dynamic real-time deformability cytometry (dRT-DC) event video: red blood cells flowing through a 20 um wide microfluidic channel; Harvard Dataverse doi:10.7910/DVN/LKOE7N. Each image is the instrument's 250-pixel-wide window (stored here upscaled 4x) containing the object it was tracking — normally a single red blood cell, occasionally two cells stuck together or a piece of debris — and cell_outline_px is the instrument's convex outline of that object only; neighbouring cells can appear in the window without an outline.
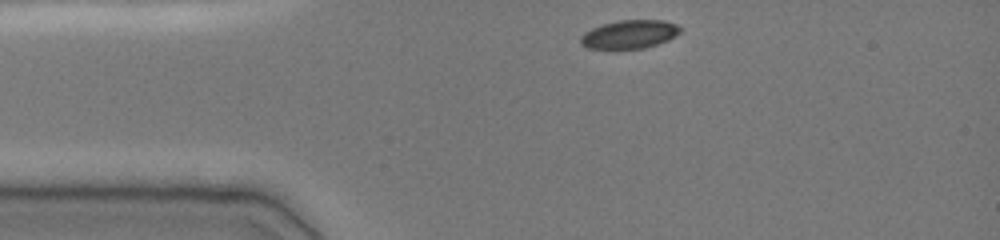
{"species": "common noctule bat (a hibernating species)", "species_latin": "Nyctalus noctula", "temperature_condition": "cold", "stored_images_in_passage": 17, "camera_frame_rate_fps": 3000, "um_per_image_px": 0.085, "animal": {"sex": "female", "body_mass_g": 19.0, "forearm_length_mm": 51.5}, "frame": {"image": 1, "passage_image": 1, "time_ms": 0.0, "image_size_px": [1000, 240], "cell_outline_px": [[684, 28], [676, 36], [668, 40], [644, 48], [588, 48], [580, 44], [580, 36], [584, 32], [592, 28], [604, 24], [620, 20], [664, 20], [676, 24]], "centroid_in_image_um": [53.53, 2.9], "position_along_channel_um": 31.5, "area_um2": 16.47}}
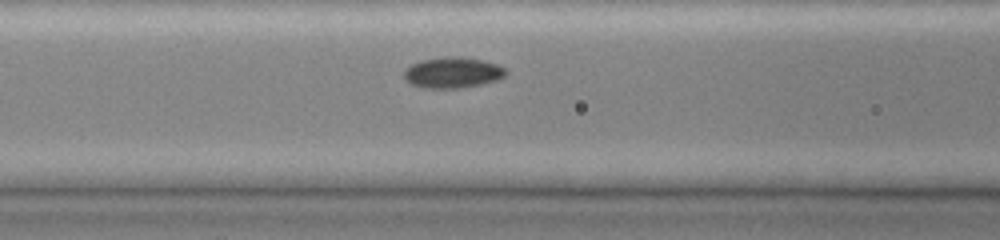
{"frame": {"image": 2, "passage_image": 11, "time_ms": 3.333, "image_size_px": [1000, 240], "cell_outline_px": [[508, 72], [504, 76], [496, 80], [480, 84], [460, 88], [424, 88], [412, 84], [404, 76], [404, 72], [412, 64], [420, 60], [444, 56], [464, 56], [500, 64]], "centroid_in_image_um": [38.51, 6.15], "position_along_channel_um": 128.1, "area_um2": 18.32}}
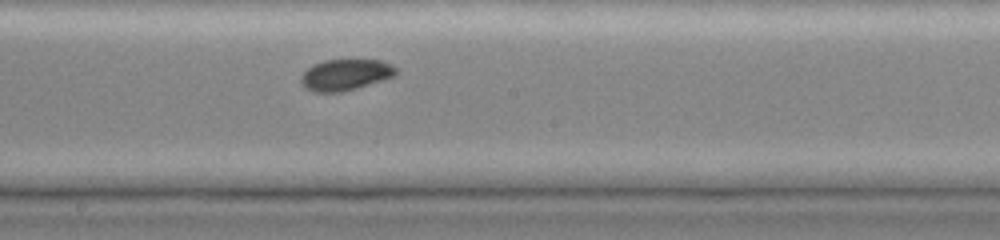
{"frame": {"image": 3, "passage_image": 17, "time_ms": 5.667, "image_size_px": [1000, 240], "cell_outline_px": [[396, 72], [392, 76], [356, 88], [340, 92], [316, 92], [300, 84], [300, 76], [308, 68], [324, 60], [380, 60], [396, 68]], "centroid_in_image_um": [29.3, 6.35], "position_along_channel_um": 218.9, "area_um2": 16.76}}